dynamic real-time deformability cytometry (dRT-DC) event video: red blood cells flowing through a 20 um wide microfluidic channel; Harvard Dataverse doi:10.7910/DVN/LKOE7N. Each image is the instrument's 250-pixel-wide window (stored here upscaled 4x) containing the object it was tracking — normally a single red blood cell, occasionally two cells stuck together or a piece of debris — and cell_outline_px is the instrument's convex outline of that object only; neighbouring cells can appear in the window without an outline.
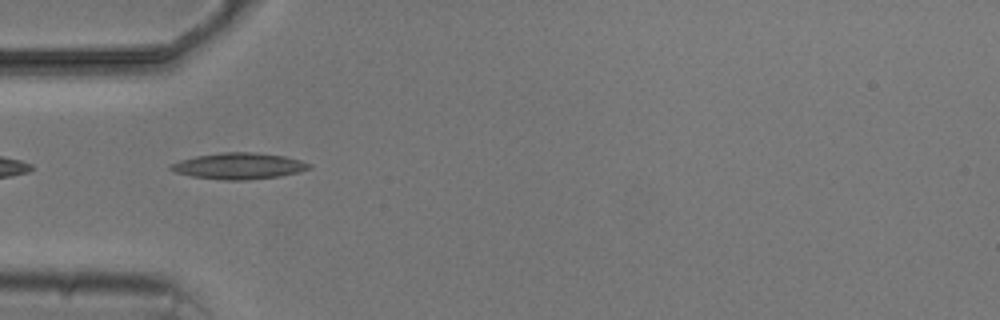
{"species": "common noctule bat (a hibernating species)", "species_latin": "Nyctalus noctula", "temperature_condition": "cold", "stored_images_in_passage": 8, "camera_frame_rate_fps": 3000, "um_per_image_px": 0.085, "animal": {"sex": "male", "body_mass_g": 20.5, "forearm_length_mm": 52.5}, "frame": {"image": 1, "passage_image": 4, "time_ms": 4.667, "image_size_px": [1000, 320], "cell_outline_px": [[312, 168], [280, 176], [244, 180], [224, 180], [192, 176], [176, 172], [168, 168], [168, 164], [180, 160], [196, 156], [220, 152], [252, 152], [284, 156], [300, 160], [312, 164]], "centroid_in_image_um": [20.28, 14.1], "position_along_channel_um": 64.7, "area_um2": 21.1}}
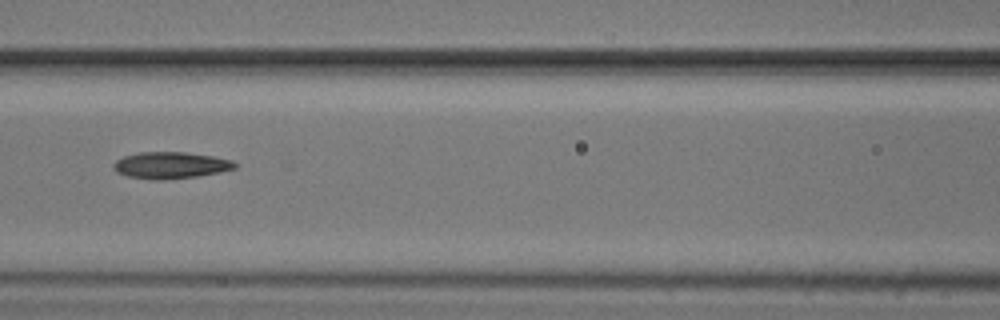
{"frame": {"image": 2, "passage_image": 6, "time_ms": 7.0, "image_size_px": [1000, 320], "cell_outline_px": [[236, 168], [220, 172], [196, 176], [160, 180], [152, 180], [128, 176], [116, 172], [112, 168], [112, 164], [116, 160], [124, 156], [140, 152], [184, 152], [212, 156], [232, 160], [236, 164]], "centroid_in_image_um": [14.46, 14.04], "position_along_channel_um": 152.1, "area_um2": 18.79}}
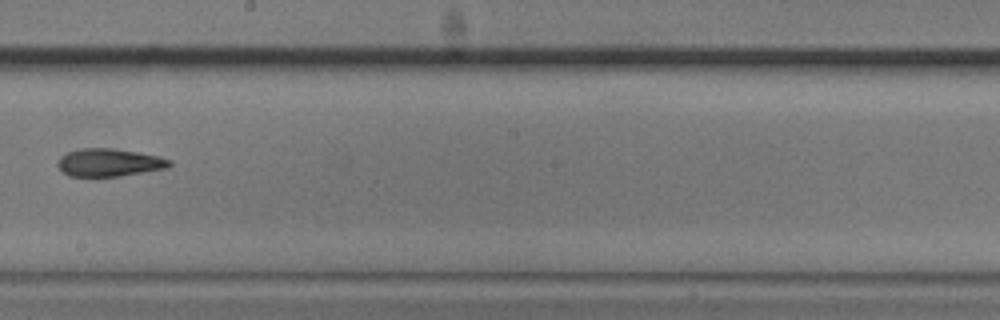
{"frame": {"image": 3, "passage_image": 8, "time_ms": 9.333, "image_size_px": [1000, 320], "cell_outline_px": [[172, 164], [168, 168], [120, 176], [68, 176], [56, 164], [60, 156], [68, 152], [80, 148], [112, 148], [140, 152], [172, 160]], "centroid_in_image_um": [9.29, 13.81], "position_along_channel_um": 238.9, "area_um2": 18.15}}